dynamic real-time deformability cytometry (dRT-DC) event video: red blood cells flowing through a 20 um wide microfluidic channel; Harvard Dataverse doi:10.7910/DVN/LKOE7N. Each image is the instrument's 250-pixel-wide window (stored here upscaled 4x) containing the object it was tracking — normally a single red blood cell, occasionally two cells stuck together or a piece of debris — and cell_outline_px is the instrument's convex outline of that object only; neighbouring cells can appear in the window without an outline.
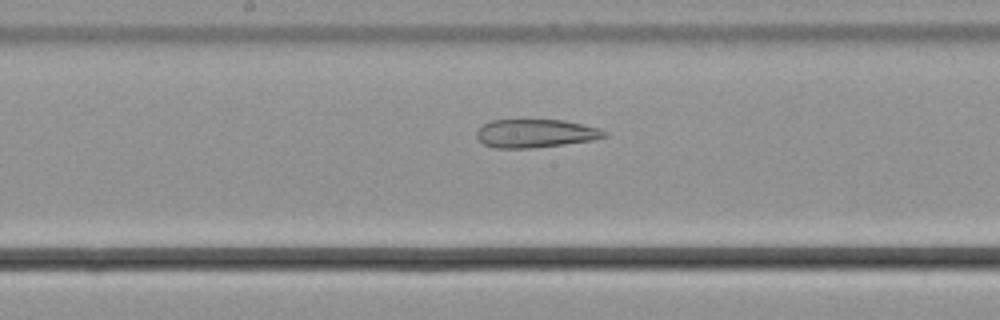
{"species": "common noctule bat (a hibernating species)", "species_latin": "Nyctalus noctula", "temperature_condition": "cold", "stored_images_in_passage": 32, "camera_frame_rate_fps": 3000, "um_per_image_px": 0.085, "animal": {"sex": "male", "body_mass_g": 21.5, "forearm_length_mm": 52.0}, "frame": {"image": 1, "passage_image": 19, "time_ms": 6.0, "image_size_px": [1000, 320], "cell_outline_px": [[608, 136], [592, 140], [564, 144], [532, 148], [496, 148], [484, 144], [476, 136], [476, 132], [484, 124], [492, 120], [564, 120], [600, 128], [608, 132]], "centroid_in_image_um": [45.55, 11.34], "position_along_channel_um": 202.6, "area_um2": 21.04}}